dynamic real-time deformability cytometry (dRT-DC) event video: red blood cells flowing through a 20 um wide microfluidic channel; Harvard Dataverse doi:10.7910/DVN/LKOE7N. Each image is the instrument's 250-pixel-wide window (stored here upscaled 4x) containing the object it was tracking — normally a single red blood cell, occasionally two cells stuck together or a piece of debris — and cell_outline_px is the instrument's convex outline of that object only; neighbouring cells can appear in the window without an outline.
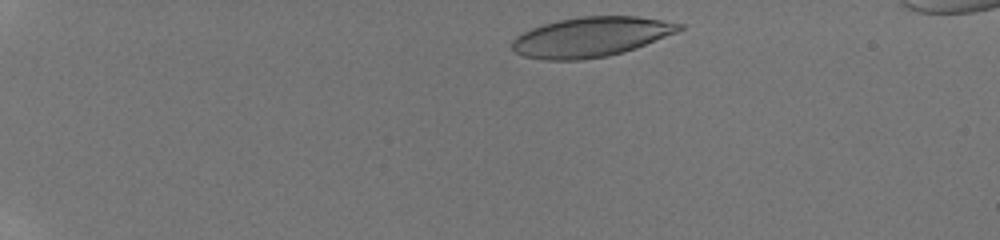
{"species": "human", "species_latin": "Homo sapiens", "temperature_condition": "room temperature", "stored_images_in_passage": 7, "camera_frame_rate_fps": 3000, "um_per_image_px": 0.085, "donor": {"sex": "male"}, "frame": {"image": 1, "passage_image": 1, "time_ms": 0.0, "image_size_px": [1000, 240], "cell_outline_px": [[684, 28], [676, 32], [636, 48], [624, 52], [608, 56], [580, 60], [544, 60], [524, 56], [516, 52], [512, 48], [512, 40], [516, 36], [532, 28], [544, 24], [560, 20], [580, 16], [636, 16], [684, 24]], "centroid_in_image_um": [50.22, 3.14], "position_along_channel_um": 34.8, "area_um2": 38.55}}
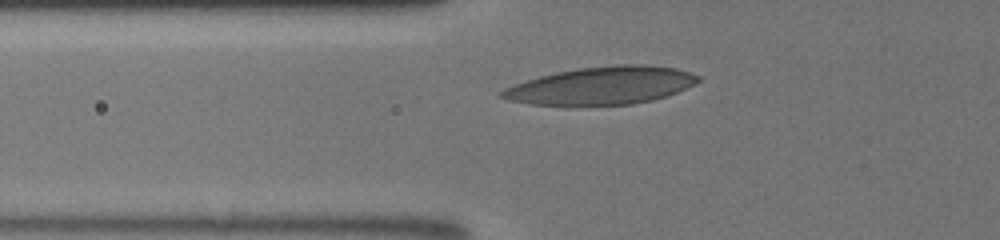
{"frame": {"image": 2, "passage_image": 5, "time_ms": 3.333, "image_size_px": [1000, 240], "cell_outline_px": [[700, 80], [668, 96], [652, 100], [632, 104], [532, 104], [508, 100], [500, 96], [500, 92], [504, 88], [540, 76], [556, 72], [580, 68], [616, 64], [644, 64], [676, 68], [700, 76]], "centroid_in_image_um": [51.16, 7.26], "position_along_channel_um": 74.6, "area_um2": 42.43}}